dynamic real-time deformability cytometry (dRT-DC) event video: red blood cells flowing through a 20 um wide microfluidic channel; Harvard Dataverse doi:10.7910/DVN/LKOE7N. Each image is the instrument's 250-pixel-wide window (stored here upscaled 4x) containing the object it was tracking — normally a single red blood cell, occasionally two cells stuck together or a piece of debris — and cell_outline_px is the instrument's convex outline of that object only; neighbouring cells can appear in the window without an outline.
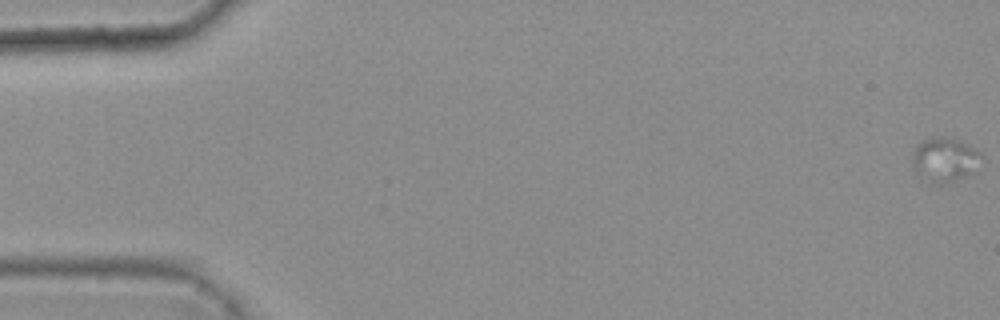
{"species": "common noctule bat (a hibernating species)", "species_latin": "Nyctalus noctula", "temperature_condition": "warm", "stored_images_in_passage": 13, "camera_frame_rate_fps": 3000, "um_per_image_px": 0.085, "animal": {"sex": "female", "body_mass_g": 25.1}, "frame": {"image": 1, "passage_image": 1, "time_ms": 0.0, "image_size_px": [1000, 320], "cell_outline_px": [[980, 156], [972, 172], [964, 176], [940, 184], [932, 184], [916, 172], [912, 168], [912, 152], [920, 140], [936, 136], [944, 136], [968, 144], [980, 152]], "centroid_in_image_um": [80.21, 13.54], "position_along_channel_um": 4.8, "area_um2": 17.51}}